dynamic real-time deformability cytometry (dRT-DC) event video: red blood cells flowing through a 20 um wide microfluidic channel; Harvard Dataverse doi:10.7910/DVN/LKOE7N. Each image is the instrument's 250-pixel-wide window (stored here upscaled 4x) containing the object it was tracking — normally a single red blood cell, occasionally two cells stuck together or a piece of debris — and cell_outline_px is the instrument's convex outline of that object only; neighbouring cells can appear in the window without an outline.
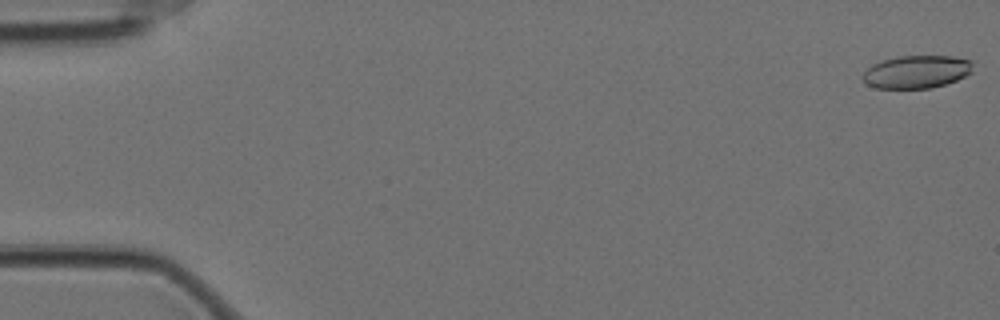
{"species": "Egyptian fruit bat (a non-hibernating species)", "species_latin": "Rousettus aegyptiacus", "temperature_condition": "cold", "stored_images_in_passage": 58, "camera_frame_rate_fps": 3000, "um_per_image_px": 0.085, "animal": {"sex": "female"}, "frame": {"image": 1, "passage_image": 1, "time_ms": 0.0, "image_size_px": [1000, 320], "cell_outline_px": [[972, 72], [956, 80], [932, 88], [876, 88], [868, 84], [860, 76], [872, 64], [880, 60], [896, 56], [952, 56], [972, 60]], "centroid_in_image_um": [77.89, 6.09], "position_along_channel_um": 7.1, "area_um2": 21.15}}
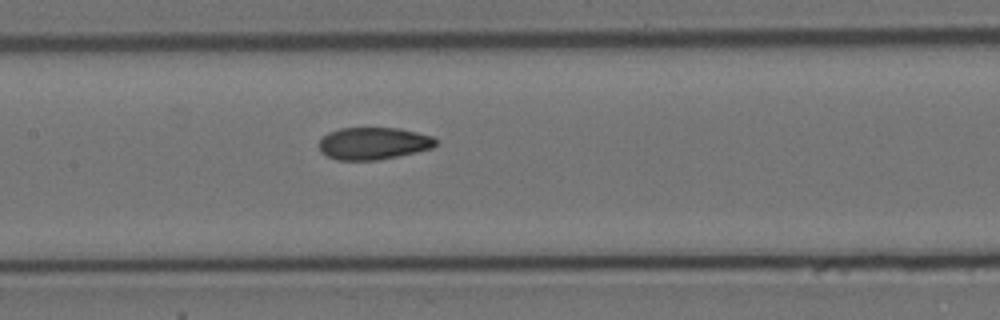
{"frame": {"image": 2, "passage_image": 28, "time_ms": 9.0, "image_size_px": [1000, 320], "cell_outline_px": [[436, 144], [432, 148], [416, 152], [376, 160], [336, 160], [320, 152], [320, 140], [328, 132], [340, 128], [400, 128], [432, 136], [436, 140]], "centroid_in_image_um": [31.73, 12.18], "position_along_channel_um": 175.7, "area_um2": 21.79}}
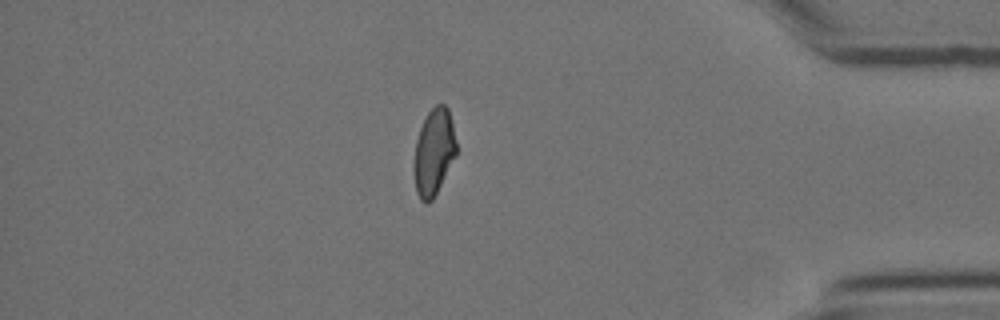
{"frame": {"image": 3, "passage_image": 50, "time_ms": 16.333, "image_size_px": [1000, 320], "cell_outline_px": [[456, 156], [432, 200], [428, 204], [420, 200], [416, 192], [412, 168], [416, 140], [420, 128], [428, 112], [436, 104], [444, 104], [448, 108], [456, 140]], "centroid_in_image_um": [36.85, 12.95], "position_along_channel_um": 398.3, "area_um2": 21.5}, "authors_computed_cell_mechanics": {"area_um2": 22.253, "velocity_mm_per_s": 3.5086, "shape_relaxation_time_tau1_ms": 11.317, "shape_relaxation_time_tau2_ms": 2.0655, "deformation_change_tau1": 0.213, "deformation_change_tau2": 0.0722}}